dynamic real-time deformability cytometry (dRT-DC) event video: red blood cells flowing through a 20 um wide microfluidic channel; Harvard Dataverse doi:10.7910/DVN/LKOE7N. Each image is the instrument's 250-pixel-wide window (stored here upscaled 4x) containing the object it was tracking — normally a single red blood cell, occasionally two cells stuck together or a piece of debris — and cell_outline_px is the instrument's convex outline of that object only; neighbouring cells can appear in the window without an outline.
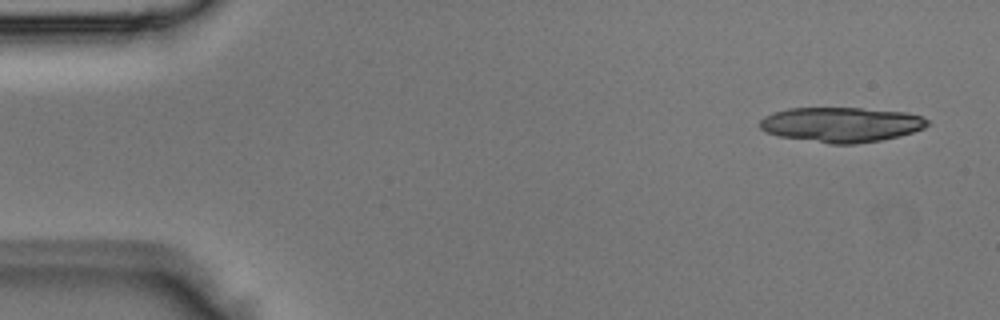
{"species": "Egyptian fruit bat (a non-hibernating species)", "species_latin": "Rousettus aegyptiacus", "temperature_condition": "room temperature", "stored_images_in_passage": 4, "camera_frame_rate_fps": 3000, "um_per_image_px": 0.085, "animal": {"sex": "male"}, "frame": {"image": 1, "passage_image": 1, "time_ms": 0.0, "image_size_px": [1000, 320], "cell_outline_px": [[928, 124], [924, 128], [900, 136], [880, 140], [856, 144], [828, 144], [780, 136], [764, 132], [760, 128], [760, 120], [764, 116], [788, 108], [860, 108], [904, 112], [920, 116], [928, 120]], "centroid_in_image_um": [71.48, 10.6], "position_along_channel_um": 13.5, "area_um2": 34.04}}